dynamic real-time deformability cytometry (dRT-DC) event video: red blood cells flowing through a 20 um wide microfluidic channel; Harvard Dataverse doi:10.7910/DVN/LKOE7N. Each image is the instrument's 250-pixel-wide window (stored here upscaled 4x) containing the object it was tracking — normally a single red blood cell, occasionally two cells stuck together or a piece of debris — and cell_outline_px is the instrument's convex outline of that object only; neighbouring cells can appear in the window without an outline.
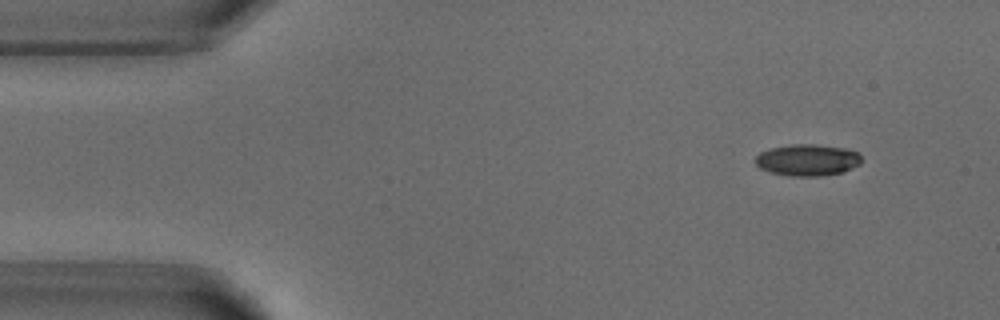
{"species": "common noctule bat (a hibernating species)", "species_latin": "Nyctalus noctula", "temperature_condition": "warm", "stored_images_in_passage": 7, "camera_frame_rate_fps": 3000, "um_per_image_px": 0.085, "animal": {"sex": "male", "body_mass_g": 18.8}, "frame": {"image": 1, "passage_image": 1, "time_ms": 0.0, "image_size_px": [1000, 320], "cell_outline_px": [[860, 164], [844, 172], [820, 176], [792, 176], [772, 172], [760, 168], [756, 164], [756, 156], [760, 152], [772, 148], [792, 144], [812, 144], [844, 148], [856, 152], [860, 156]], "centroid_in_image_um": [68.64, 13.6], "position_along_channel_um": 16.4, "area_um2": 19.31}}
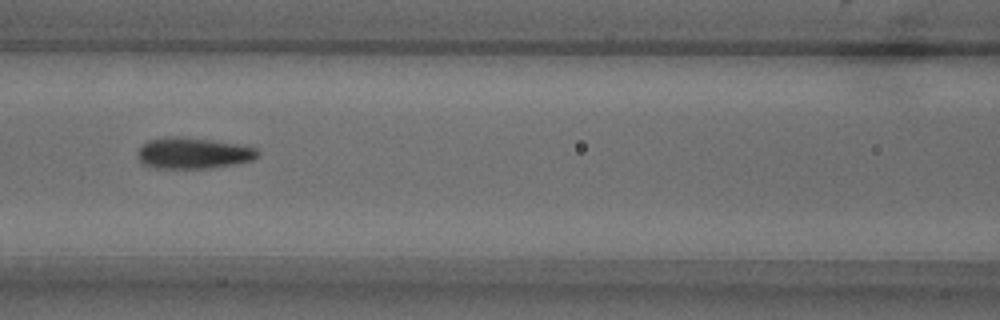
{"frame": {"image": 2, "passage_image": 5, "time_ms": 5.667, "image_size_px": [1000, 320], "cell_outline_px": [[260, 156], [252, 160], [236, 164], [208, 168], [156, 168], [144, 164], [140, 160], [136, 152], [148, 140], [172, 136], [180, 136], [212, 140], [236, 144], [256, 148], [260, 152]], "centroid_in_image_um": [16.44, 13.02], "position_along_channel_um": 150.2, "area_um2": 21.73}}
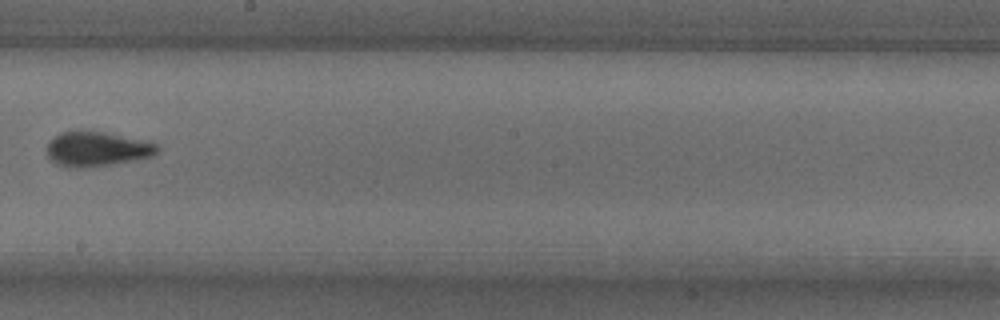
{"frame": {"image": 3, "passage_image": 7, "time_ms": 8.0, "image_size_px": [1000, 320], "cell_outline_px": [[160, 148], [152, 156], [112, 164], [88, 168], [76, 168], [56, 164], [48, 156], [48, 144], [60, 132], [88, 128], [152, 140], [160, 144]], "centroid_in_image_um": [8.32, 12.61], "position_along_channel_um": 239.9, "area_um2": 23.18}}